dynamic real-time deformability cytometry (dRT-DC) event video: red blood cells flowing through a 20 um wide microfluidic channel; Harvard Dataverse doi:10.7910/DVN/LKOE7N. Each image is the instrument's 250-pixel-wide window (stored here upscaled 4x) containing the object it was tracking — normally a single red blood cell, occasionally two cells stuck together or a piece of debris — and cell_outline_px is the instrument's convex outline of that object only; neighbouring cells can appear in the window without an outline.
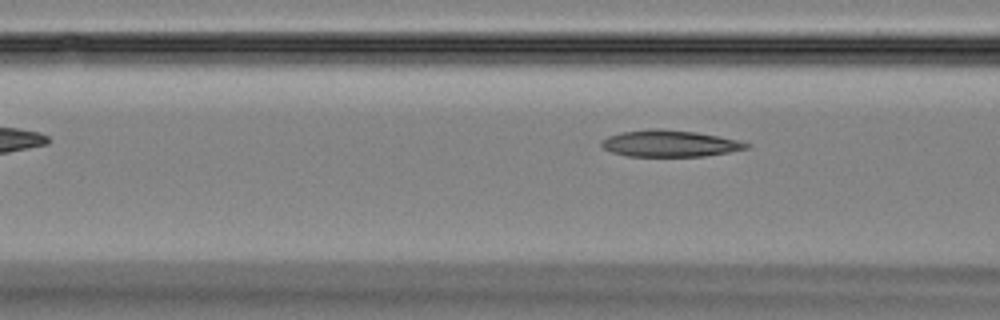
{"species": "Egyptian fruit bat (a non-hibernating species)", "species_latin": "Rousettus aegyptiacus", "temperature_condition": "room temperature", "stored_images_in_passage": 4, "camera_frame_rate_fps": 3000, "um_per_image_px": 0.085, "animal": {"sex": "female"}, "frame": {"image": 1, "passage_image": 4, "time_ms": 3.667, "image_size_px": [1000, 320], "cell_outline_px": [[752, 144], [748, 148], [728, 152], [704, 156], [628, 156], [612, 152], [604, 148], [600, 144], [600, 140], [608, 136], [620, 132], [648, 128], [660, 128], [696, 132], [736, 140]], "centroid_in_image_um": [56.87, 12.19], "position_along_channel_um": 109.7, "area_um2": 22.43}}